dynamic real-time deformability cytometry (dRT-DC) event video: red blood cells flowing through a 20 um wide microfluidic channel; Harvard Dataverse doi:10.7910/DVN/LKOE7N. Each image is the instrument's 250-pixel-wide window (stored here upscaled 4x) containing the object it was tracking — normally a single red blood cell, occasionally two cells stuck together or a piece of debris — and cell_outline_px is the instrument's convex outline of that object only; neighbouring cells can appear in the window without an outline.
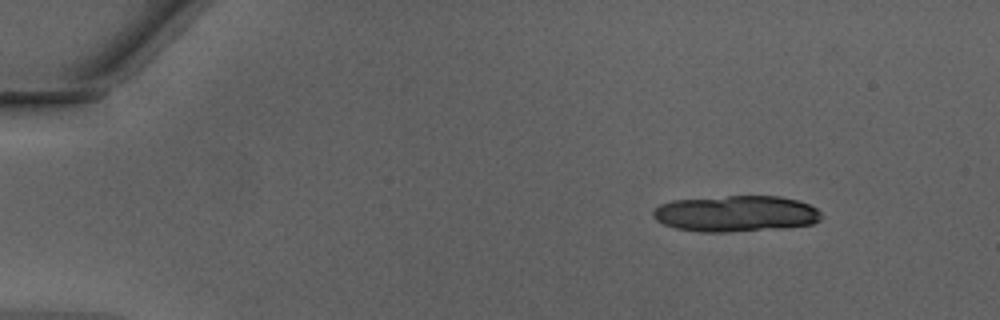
{"species": "Egyptian fruit bat (a non-hibernating species)", "species_latin": "Rousettus aegyptiacus", "temperature_condition": "warm", "stored_images_in_passage": 13, "camera_frame_rate_fps": 3000, "um_per_image_px": 0.085, "animal": {"sex": "male"}, "frame": {"image": 1, "passage_image": 1, "time_ms": 0.0, "image_size_px": [1000, 320], "cell_outline_px": [[820, 220], [812, 224], [784, 228], [724, 232], [700, 232], [676, 228], [664, 224], [656, 220], [652, 216], [652, 212], [660, 204], [672, 200], [728, 196], [780, 196], [796, 200], [808, 204], [816, 208], [820, 212]], "centroid_in_image_um": [62.53, 18.16], "position_along_channel_um": 22.5, "area_um2": 35.43}}